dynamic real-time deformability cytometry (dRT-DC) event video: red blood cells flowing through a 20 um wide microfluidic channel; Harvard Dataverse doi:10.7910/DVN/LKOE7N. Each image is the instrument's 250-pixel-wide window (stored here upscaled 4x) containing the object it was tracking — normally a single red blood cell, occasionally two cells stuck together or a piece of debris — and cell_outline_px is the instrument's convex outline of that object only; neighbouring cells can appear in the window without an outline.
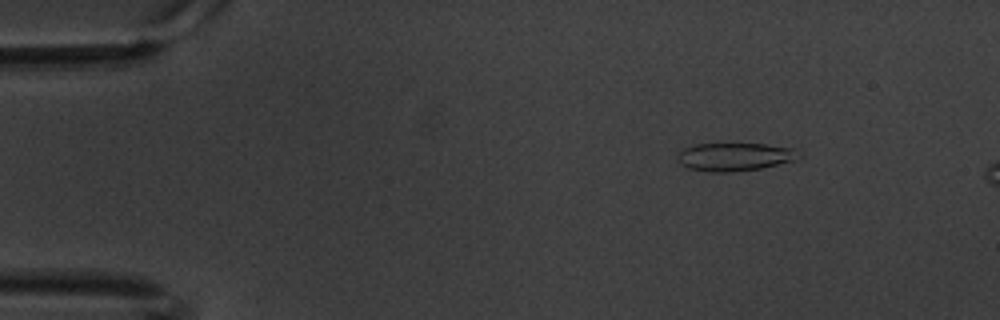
{"species": "common noctule bat (a hibernating species)", "species_latin": "Nyctalus noctula", "temperature_condition": "warm", "stored_images_in_passage": 14, "camera_frame_rate_fps": 3000, "um_per_image_px": 0.085, "animal": {"sex": "male", "body_mass_g": 20.1, "forearm_length_mm": 53.5}, "frame": {"image": 1, "passage_image": 8, "time_ms": 2.333, "image_size_px": [1000, 320], "cell_outline_px": [[804, 152], [796, 160], [760, 168], [732, 172], [712, 172], [688, 168], [680, 164], [676, 160], [676, 156], [684, 148], [696, 144], [764, 144], [796, 148]], "centroid_in_image_um": [62.49, 13.32], "position_along_channel_um": 22.5, "area_um2": 20.06}}